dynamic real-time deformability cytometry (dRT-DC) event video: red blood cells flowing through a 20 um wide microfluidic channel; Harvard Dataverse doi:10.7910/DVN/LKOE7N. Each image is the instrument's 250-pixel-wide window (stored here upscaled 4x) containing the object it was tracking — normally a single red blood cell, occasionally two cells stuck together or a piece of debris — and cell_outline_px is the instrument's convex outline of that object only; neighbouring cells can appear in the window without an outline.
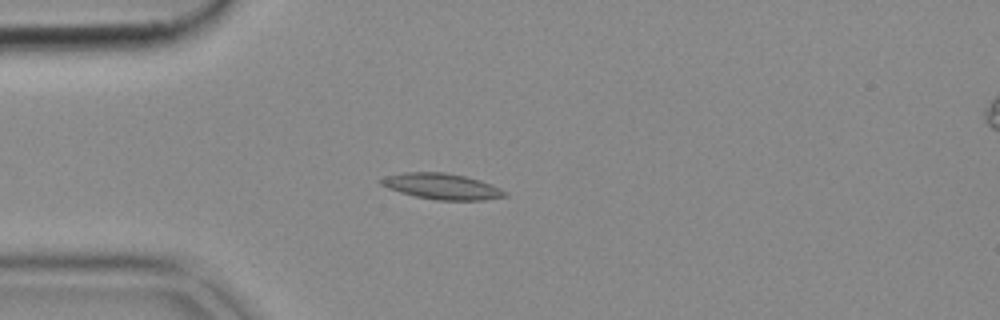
{"species": "common noctule bat (a hibernating species)", "species_latin": "Nyctalus noctula", "temperature_condition": "cold", "stored_images_in_passage": 49, "camera_frame_rate_fps": 3000, "um_per_image_px": 0.085, "animal": {"sex": "female", "body_mass_g": 18.4}, "frame": {"image": 1, "passage_image": 10, "time_ms": 3.0, "image_size_px": [1000, 320], "cell_outline_px": [[508, 196], [484, 200], [436, 200], [416, 196], [400, 192], [388, 188], [380, 184], [376, 180], [384, 176], [404, 172], [444, 172], [464, 176], [480, 180], [492, 184], [508, 192]], "centroid_in_image_um": [37.55, 15.84], "position_along_channel_um": 47.4, "area_um2": 18.84}}
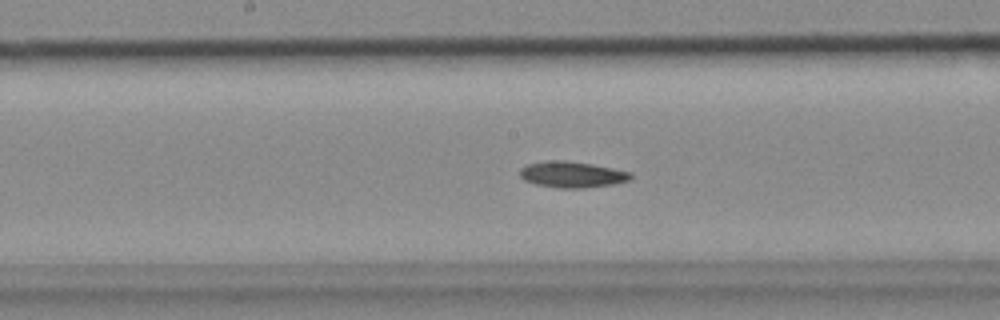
{"frame": {"image": 2, "passage_image": 23, "time_ms": 7.333, "image_size_px": [1000, 320], "cell_outline_px": [[632, 176], [628, 180], [612, 184], [584, 188], [556, 188], [536, 184], [524, 180], [520, 176], [520, 168], [528, 164], [544, 160], [568, 160], [592, 164], [632, 172]], "centroid_in_image_um": [48.59, 14.82], "position_along_channel_um": 199.6, "area_um2": 16.94}}
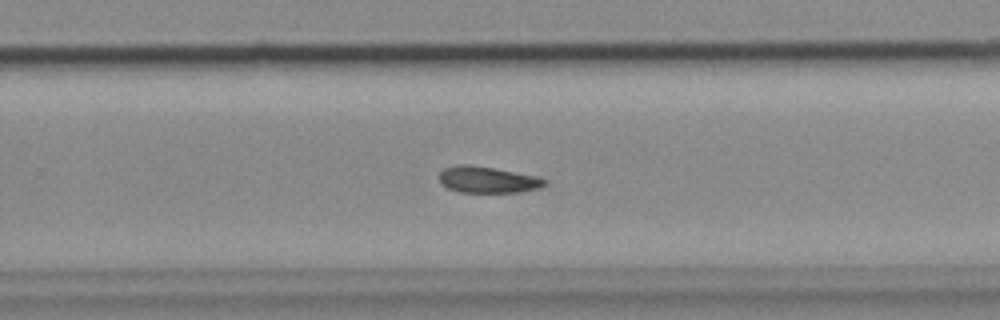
{"frame": {"image": 3, "passage_image": 30, "time_ms": 9.667, "image_size_px": [1000, 320], "cell_outline_px": [[548, 184], [540, 188], [520, 192], [460, 192], [448, 188], [440, 184], [440, 172], [444, 168], [460, 164], [468, 164], [492, 168], [536, 176], [544, 180]], "centroid_in_image_um": [41.43, 15.28], "position_along_channel_um": 288.4, "area_um2": 16.07}}